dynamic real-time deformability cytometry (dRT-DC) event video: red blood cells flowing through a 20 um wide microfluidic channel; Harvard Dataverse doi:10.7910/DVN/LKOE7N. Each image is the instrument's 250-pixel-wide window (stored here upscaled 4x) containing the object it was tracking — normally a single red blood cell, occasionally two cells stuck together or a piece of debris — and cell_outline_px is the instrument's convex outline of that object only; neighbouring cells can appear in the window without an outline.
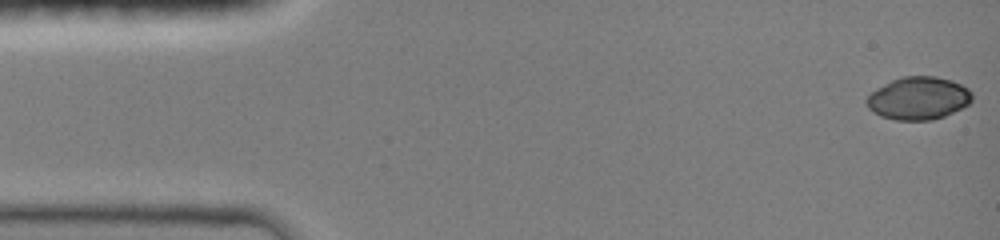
{"species": "common noctule bat (a hibernating species)", "species_latin": "Nyctalus noctula", "temperature_condition": "room temperature", "stored_images_in_passage": 47, "camera_frame_rate_fps": 3000, "um_per_image_px": 0.085, "animal": {"sex": "female", "body_mass_g": 19.0, "forearm_length_mm": 51.5}, "frame": {"image": 1, "passage_image": 1, "time_ms": 0.0, "image_size_px": [1000, 240], "cell_outline_px": [[972, 100], [968, 104], [944, 116], [932, 120], [896, 120], [880, 116], [872, 112], [864, 104], [864, 100], [876, 88], [892, 80], [904, 76], [936, 76], [952, 80], [968, 88], [972, 92]], "centroid_in_image_um": [78.03, 8.35], "position_along_channel_um": 7.0, "area_um2": 26.41}}
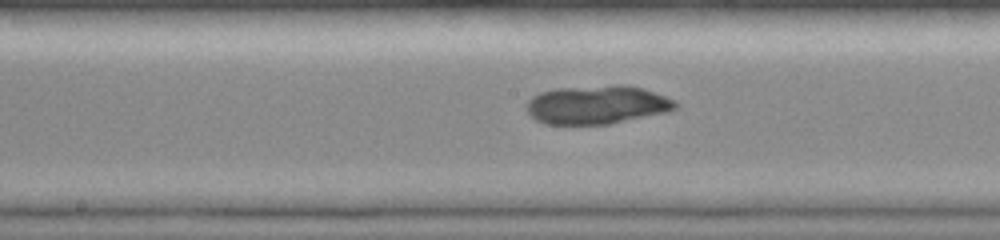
{"frame": {"image": 2, "passage_image": 24, "time_ms": 7.667, "image_size_px": [1000, 240], "cell_outline_px": [[680, 104], [676, 108], [668, 112], [608, 124], [544, 124], [536, 120], [528, 112], [528, 100], [532, 96], [540, 92], [556, 88], [616, 84], [624, 84], [644, 88], [676, 100]], "centroid_in_image_um": [50.79, 8.89], "position_along_channel_um": 197.4, "area_um2": 33.76}}
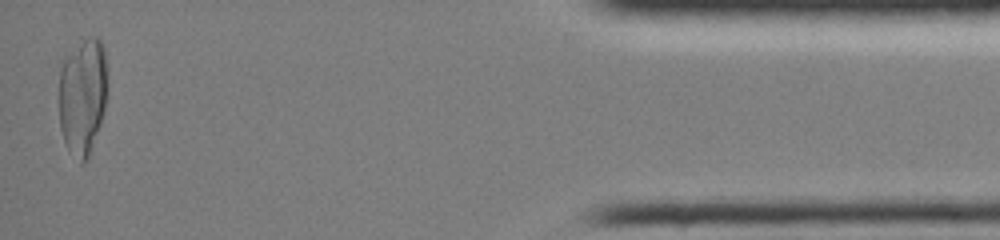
{"frame": {"image": 3, "passage_image": 46, "time_ms": 15.0, "image_size_px": [1000, 240], "cell_outline_px": [[108, 88], [104, 108], [100, 124], [88, 160], [84, 164], [80, 164], [68, 148], [64, 140], [60, 128], [60, 68], [64, 56], [88, 36], [96, 36], [100, 40], [104, 48], [108, 76]], "centroid_in_image_um": [7.05, 8.16], "position_along_channel_um": 428.2, "area_um2": 33.47}}